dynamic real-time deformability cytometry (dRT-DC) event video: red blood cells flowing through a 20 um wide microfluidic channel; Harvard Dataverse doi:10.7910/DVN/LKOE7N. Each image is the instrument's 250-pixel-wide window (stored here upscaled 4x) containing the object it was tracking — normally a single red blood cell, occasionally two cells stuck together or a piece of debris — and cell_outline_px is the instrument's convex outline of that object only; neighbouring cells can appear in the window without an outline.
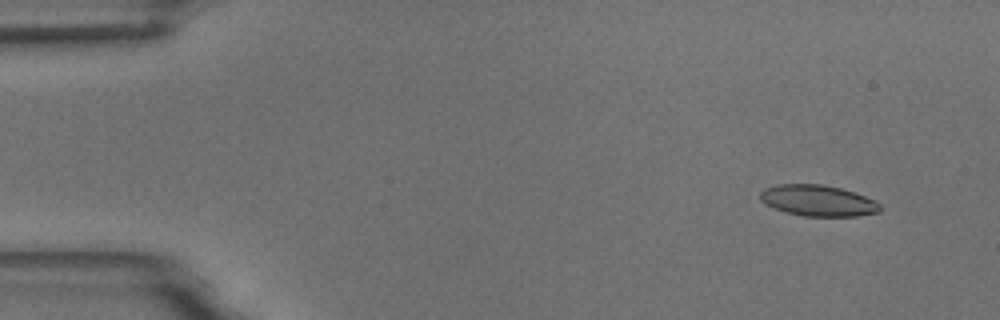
{"species": "common noctule bat (a hibernating species)", "species_latin": "Nyctalus noctula", "temperature_condition": "room temperature", "stored_images_in_passage": 6, "camera_frame_rate_fps": 3000, "um_per_image_px": 0.085, "animal": {"sex": "male", "body_mass_g": 18.8}, "frame": {"image": 1, "passage_image": 2, "time_ms": 1.333, "image_size_px": [1000, 320], "cell_outline_px": [[880, 212], [856, 216], [804, 216], [788, 212], [764, 204], [760, 200], [760, 192], [764, 188], [776, 184], [820, 184], [840, 188], [876, 200], [880, 204]], "centroid_in_image_um": [69.51, 17.04], "position_along_channel_um": 15.5, "area_um2": 21.62}}
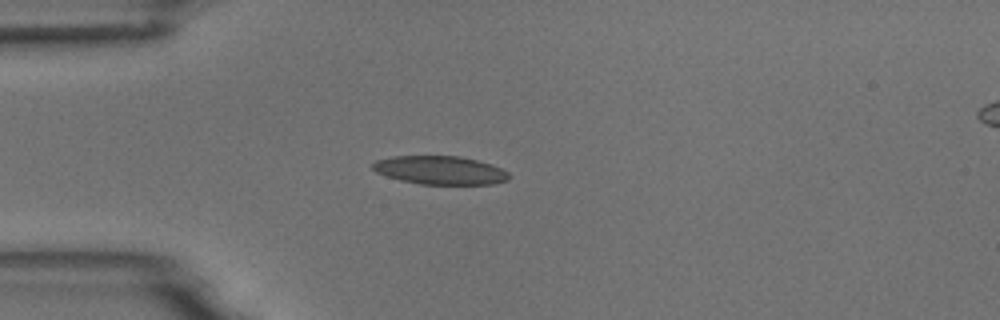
{"frame": {"image": 2, "passage_image": 5, "time_ms": 4.667, "image_size_px": [1000, 320], "cell_outline_px": [[512, 176], [508, 180], [496, 184], [420, 184], [400, 180], [376, 172], [372, 168], [372, 164], [376, 160], [392, 156], [460, 156], [492, 164], [508, 172]], "centroid_in_image_um": [37.44, 14.47], "position_along_channel_um": 47.6, "area_um2": 22.66}}